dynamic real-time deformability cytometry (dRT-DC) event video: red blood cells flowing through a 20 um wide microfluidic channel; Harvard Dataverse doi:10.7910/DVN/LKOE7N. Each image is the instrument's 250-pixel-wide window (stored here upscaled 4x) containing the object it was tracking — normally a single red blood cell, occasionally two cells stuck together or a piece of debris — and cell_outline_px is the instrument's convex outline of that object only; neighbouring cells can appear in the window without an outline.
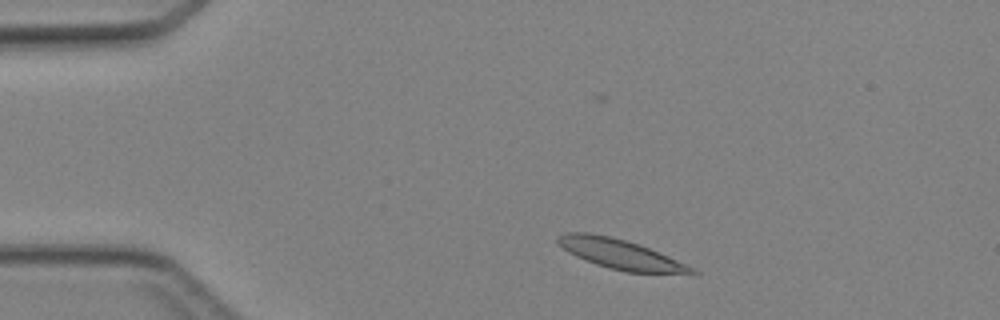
{"species": "Egyptian fruit bat (a non-hibernating species)", "species_latin": "Rousettus aegyptiacus", "temperature_condition": "cold", "stored_images_in_passage": 39, "camera_frame_rate_fps": 3000, "um_per_image_px": 0.085, "animal": {"sex": "female"}, "frame": {"image": 1, "passage_image": 1, "time_ms": 0.0, "image_size_px": [1000, 320], "cell_outline_px": [[700, 272], [696, 276], [624, 272], [608, 268], [596, 264], [576, 256], [568, 252], [556, 240], [556, 236], [568, 232], [588, 232], [608, 236], [640, 244], [668, 256]], "centroid_in_image_um": [52.83, 21.65], "position_along_channel_um": 32.2, "area_um2": 23.58}}
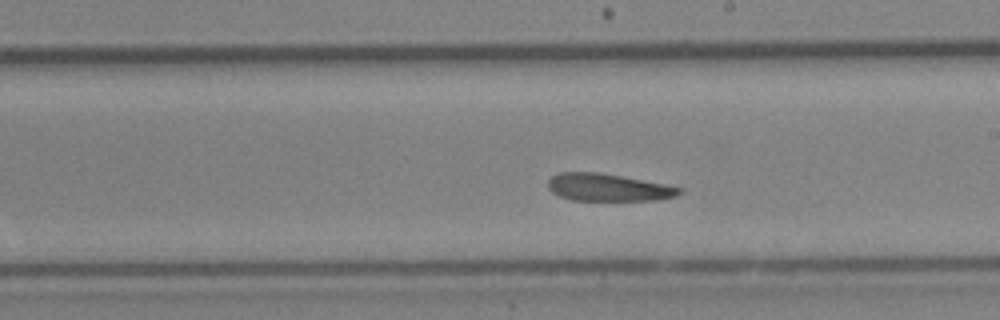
{"frame": {"image": 2, "passage_image": 19, "time_ms": 6.0, "image_size_px": [1000, 320], "cell_outline_px": [[684, 188], [676, 196], [656, 200], [572, 200], [560, 196], [552, 192], [548, 188], [548, 180], [552, 176], [560, 172], [600, 172], [664, 184]], "centroid_in_image_um": [51.67, 15.93], "position_along_channel_um": 237.3, "area_um2": 20.87}}
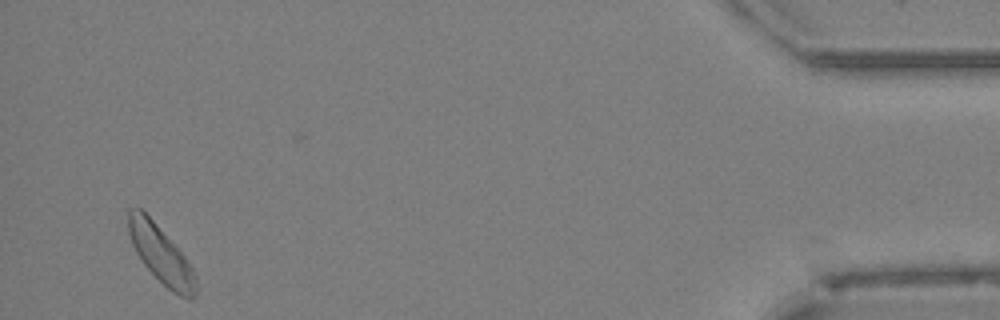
{"frame": {"image": 3, "passage_image": 37, "time_ms": 12.0, "image_size_px": [1000, 320], "cell_outline_px": [[196, 292], [192, 300], [188, 300], [172, 292], [140, 260], [132, 244], [128, 232], [128, 208], [140, 208], [152, 220], [184, 256], [192, 268], [196, 276]], "centroid_in_image_um": [13.67, 21.66], "position_along_channel_um": 421.5, "area_um2": 22.08}}